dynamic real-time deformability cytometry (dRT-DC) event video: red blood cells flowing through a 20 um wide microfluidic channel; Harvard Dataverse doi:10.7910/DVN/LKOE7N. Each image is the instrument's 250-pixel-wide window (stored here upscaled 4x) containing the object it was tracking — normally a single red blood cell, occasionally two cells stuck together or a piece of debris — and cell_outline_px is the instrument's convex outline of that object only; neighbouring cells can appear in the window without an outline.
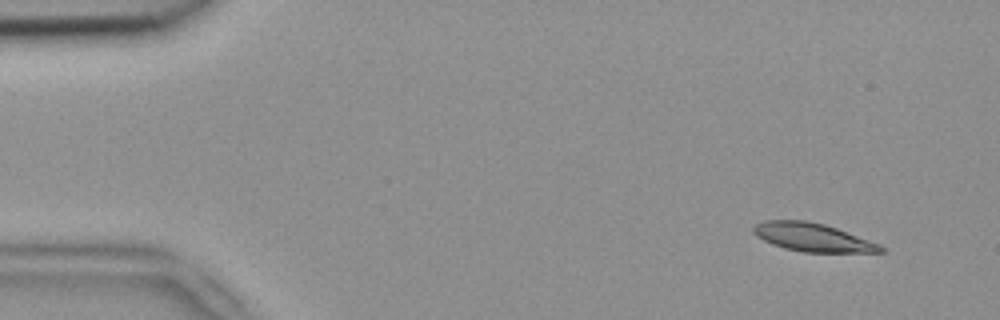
{"species": "common noctule bat (a hibernating species)", "species_latin": "Nyctalus noctula", "temperature_condition": "room temperature", "stored_images_in_passage": 5, "camera_frame_rate_fps": 3000, "um_per_image_px": 0.085, "animal": {"sex": "female", "body_mass_g": 18.4}, "frame": {"image": 1, "passage_image": 1, "time_ms": 0.0, "image_size_px": [1000, 320], "cell_outline_px": [[884, 252], [804, 252], [784, 248], [772, 244], [756, 236], [752, 232], [752, 228], [756, 224], [764, 220], [804, 220], [824, 224], [836, 228], [880, 244], [884, 248]], "centroid_in_image_um": [69.04, 20.17], "position_along_channel_um": 16.0, "area_um2": 20.87}}
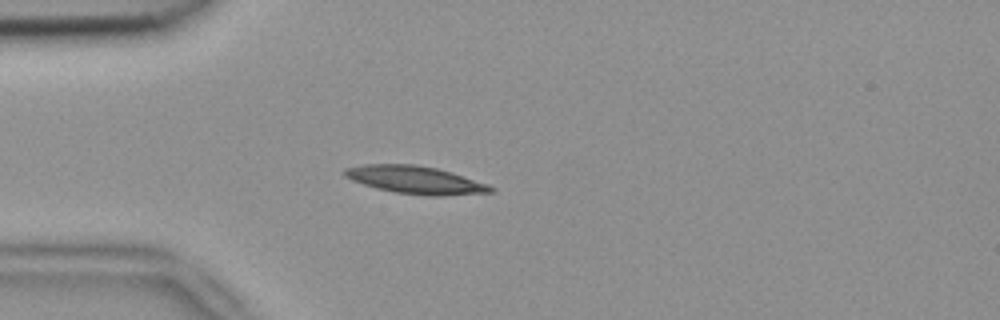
{"frame": {"image": 2, "passage_image": 4, "time_ms": 1.0, "image_size_px": [1000, 320], "cell_outline_px": [[496, 192], [444, 196], [428, 196], [396, 192], [376, 188], [352, 180], [344, 176], [340, 172], [344, 168], [364, 164], [416, 164], [436, 168], [452, 172], [488, 184], [496, 188]], "centroid_in_image_um": [35.33, 15.29], "position_along_channel_um": 49.7, "area_um2": 23.87}}